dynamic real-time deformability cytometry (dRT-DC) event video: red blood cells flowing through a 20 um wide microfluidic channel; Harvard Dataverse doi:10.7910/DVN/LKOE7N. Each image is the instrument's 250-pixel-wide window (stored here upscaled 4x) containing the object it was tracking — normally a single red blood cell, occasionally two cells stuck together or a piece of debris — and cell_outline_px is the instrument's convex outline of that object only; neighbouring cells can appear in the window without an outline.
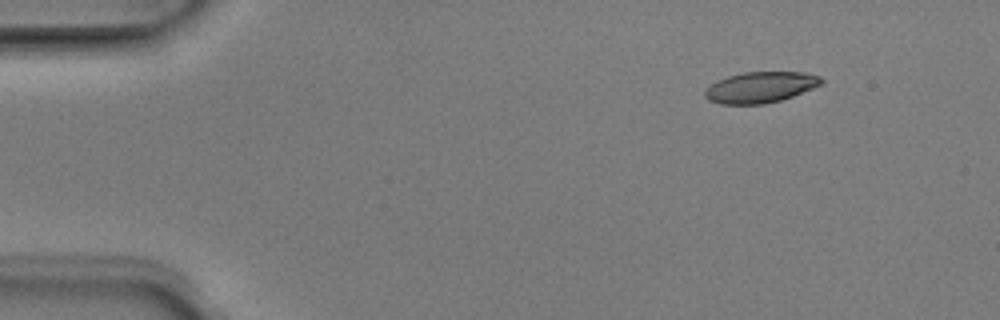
{"species": "Egyptian fruit bat (a non-hibernating species)", "species_latin": "Rousettus aegyptiacus", "temperature_condition": "room temperature", "stored_images_in_passage": 6, "camera_frame_rate_fps": 3000, "um_per_image_px": 0.085, "animal": {"sex": "male"}, "frame": {"image": 1, "passage_image": 1, "time_ms": 0.0, "image_size_px": [1000, 320], "cell_outline_px": [[824, 84], [792, 96], [780, 100], [764, 104], [720, 104], [708, 100], [704, 96], [704, 92], [716, 80], [728, 76], [744, 72], [804, 72], [820, 76], [824, 80]], "centroid_in_image_um": [64.65, 7.41], "position_along_channel_um": 20.3, "area_um2": 21.04}}
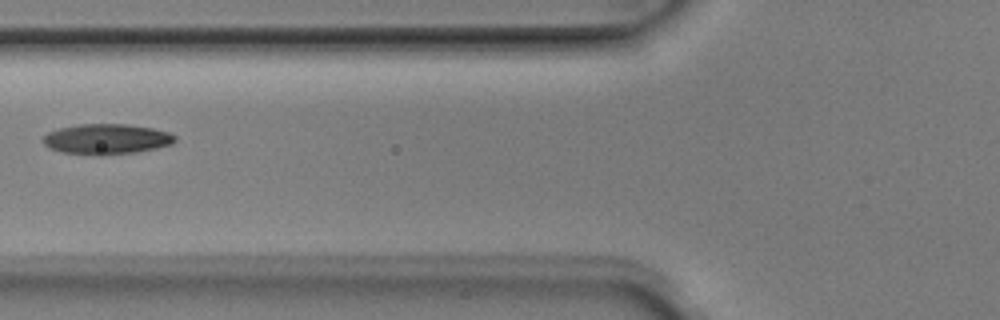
{"frame": {"image": 2, "passage_image": 5, "time_ms": 1.333, "image_size_px": [1000, 320], "cell_outline_px": [[176, 140], [172, 144], [156, 148], [136, 152], [104, 156], [96, 156], [60, 152], [48, 148], [40, 140], [48, 132], [60, 128], [80, 124], [128, 124], [152, 128], [168, 132], [176, 136]], "centroid_in_image_um": [9.02, 11.84], "position_along_channel_um": 116.8, "area_um2": 23.7}}
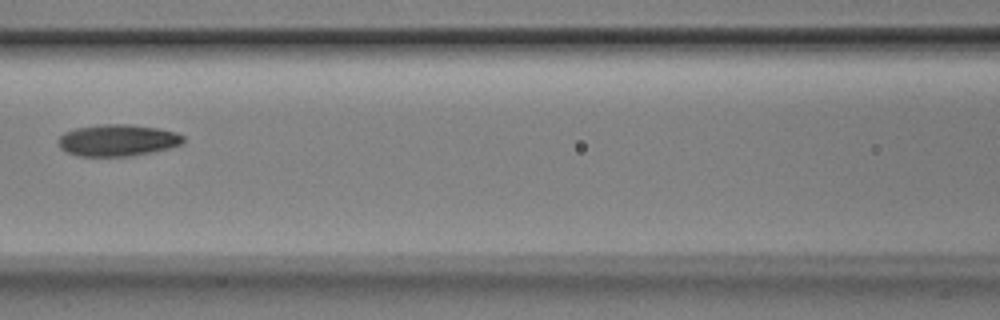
{"frame": {"image": 3, "passage_image": 6, "time_ms": 1.667, "image_size_px": [1000, 320], "cell_outline_px": [[184, 144], [152, 152], [132, 156], [80, 156], [68, 152], [60, 148], [56, 140], [64, 132], [76, 128], [100, 124], [128, 124], [156, 128], [176, 132], [184, 136]], "centroid_in_image_um": [9.99, 11.92], "position_along_channel_um": 156.6, "area_um2": 23.18}}